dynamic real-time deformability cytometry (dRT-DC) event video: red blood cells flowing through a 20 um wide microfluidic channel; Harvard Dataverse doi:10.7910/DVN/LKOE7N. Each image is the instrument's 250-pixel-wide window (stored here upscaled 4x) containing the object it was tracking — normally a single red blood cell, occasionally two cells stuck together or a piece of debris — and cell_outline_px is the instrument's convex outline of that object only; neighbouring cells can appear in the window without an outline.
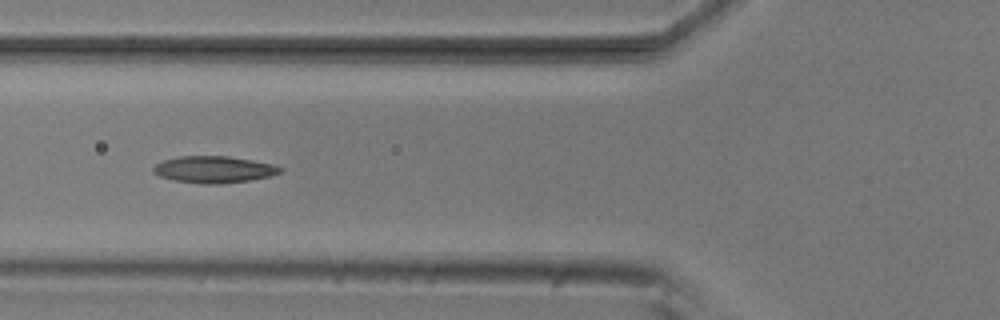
{"species": "common noctule bat (a hibernating species)", "species_latin": "Nyctalus noctula", "temperature_condition": "room temperature", "stored_images_in_passage": 9, "camera_frame_rate_fps": 3000, "um_per_image_px": 0.085, "animal": {"sex": "male", "body_mass_g": 20.5, "forearm_length_mm": 52.5}, "frame": {"image": 1, "passage_image": 6, "time_ms": 1.667, "image_size_px": [1000, 320], "cell_outline_px": [[284, 168], [280, 172], [272, 176], [252, 180], [220, 184], [200, 184], [172, 180], [160, 176], [152, 172], [152, 168], [156, 164], [164, 160], [180, 156], [228, 156], [252, 160], [272, 164]], "centroid_in_image_um": [18.18, 14.41], "position_along_channel_um": 107.6, "area_um2": 19.94}}
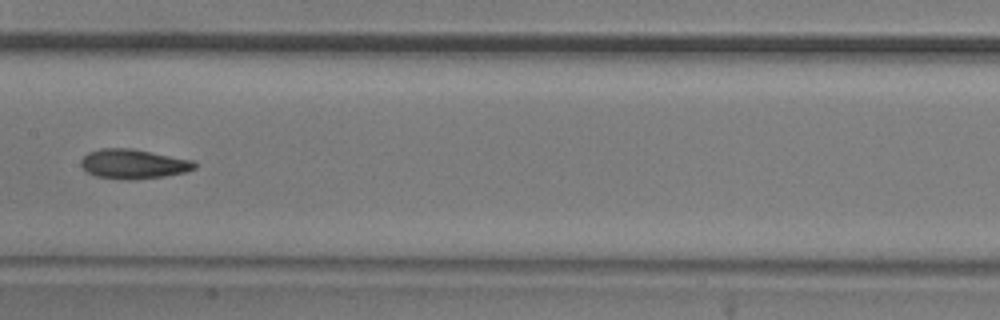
{"frame": {"image": 2, "passage_image": 8, "time_ms": 2.333, "image_size_px": [1000, 320], "cell_outline_px": [[196, 168], [184, 172], [164, 176], [136, 180], [128, 180], [96, 176], [88, 172], [80, 164], [80, 160], [88, 152], [100, 148], [132, 148], [196, 160]], "centroid_in_image_um": [11.37, 13.93], "position_along_channel_um": 196.0, "area_um2": 19.77}}
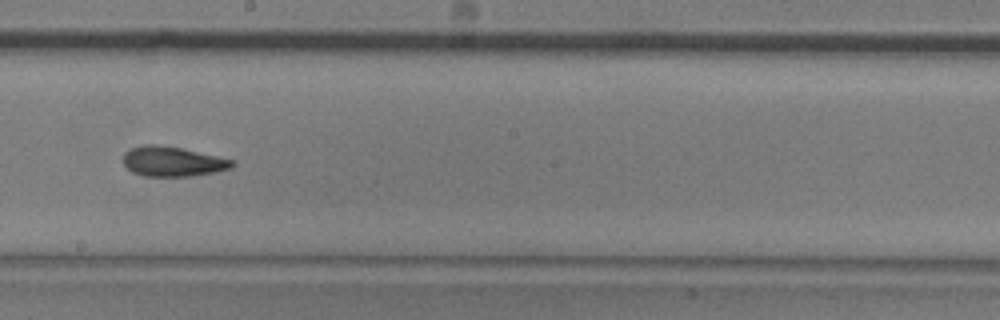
{"frame": {"image": 3, "passage_image": 9, "time_ms": 2.667, "image_size_px": [1000, 320], "cell_outline_px": [[236, 164], [232, 168], [216, 172], [192, 176], [144, 176], [132, 172], [124, 164], [124, 152], [132, 148], [144, 144], [156, 144], [180, 148], [216, 156], [232, 160]], "centroid_in_image_um": [14.67, 13.73], "position_along_channel_um": 233.5, "area_um2": 18.84}}